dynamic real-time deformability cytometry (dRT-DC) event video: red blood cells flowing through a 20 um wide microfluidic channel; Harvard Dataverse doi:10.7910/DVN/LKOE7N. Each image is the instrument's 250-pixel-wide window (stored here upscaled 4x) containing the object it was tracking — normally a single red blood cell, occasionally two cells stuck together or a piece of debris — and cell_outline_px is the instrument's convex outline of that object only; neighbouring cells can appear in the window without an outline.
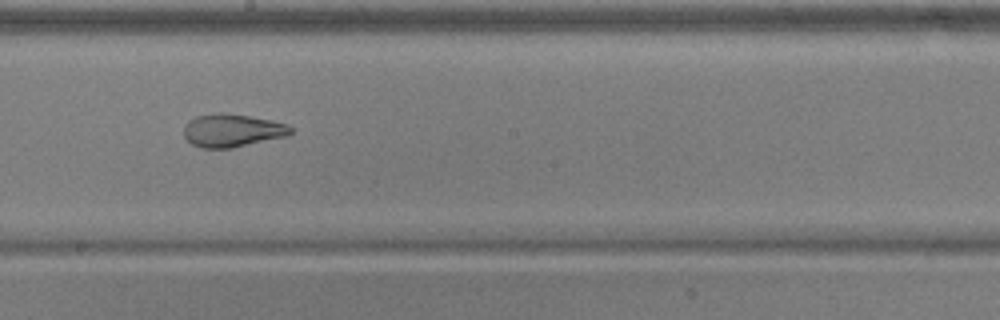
{"species": "common noctule bat (a hibernating species)", "species_latin": "Nyctalus noctula", "temperature_condition": "warm", "stored_images_in_passage": 51, "camera_frame_rate_fps": 3000, "um_per_image_px": 0.085, "animal": {"sex": "male", "body_mass_g": 17.9, "forearm_length_mm": 54.2}, "frame": {"image": 1, "passage_image": 29, "time_ms": 9.333, "image_size_px": [1000, 320], "cell_outline_px": [[292, 132], [284, 136], [232, 148], [204, 148], [192, 144], [184, 136], [184, 124], [188, 120], [196, 116], [216, 112], [224, 112], [272, 120], [288, 124], [292, 128]], "centroid_in_image_um": [19.7, 11.07], "position_along_channel_um": 228.5, "area_um2": 20.52}}
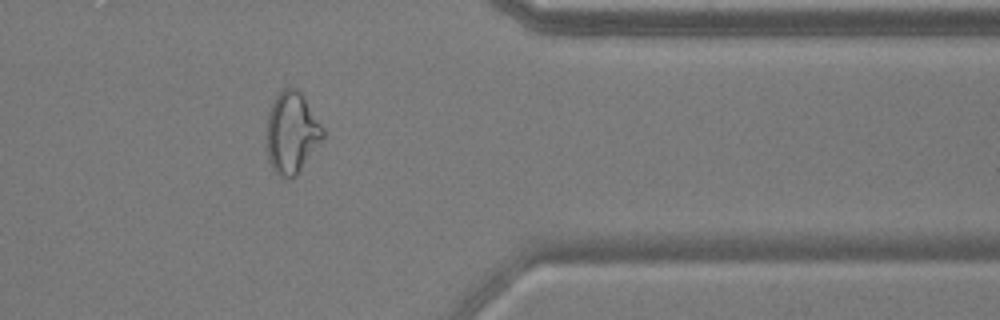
{"frame": {"image": 2, "passage_image": 42, "time_ms": 13.667, "image_size_px": [1000, 320], "cell_outline_px": [[324, 136], [296, 176], [280, 176], [272, 168], [268, 160], [268, 112], [276, 96], [284, 88], [296, 88], [304, 96], [324, 128]], "centroid_in_image_um": [24.81, 11.25], "position_along_channel_um": 386.6, "area_um2": 26.13}}
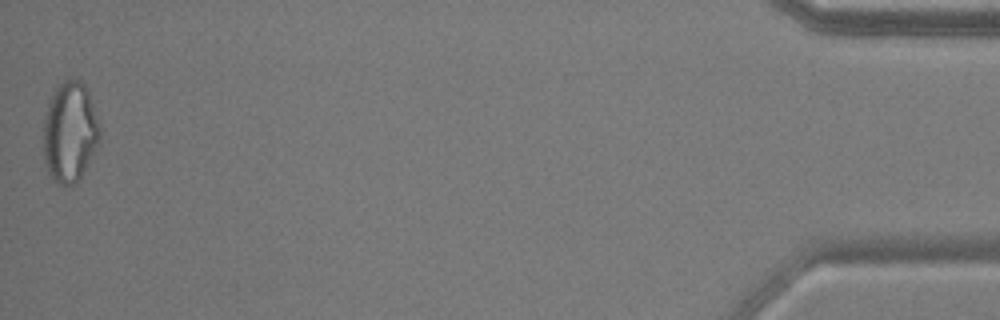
{"frame": {"image": 3, "passage_image": 51, "time_ms": 16.667, "image_size_px": [1000, 320], "cell_outline_px": [[100, 136], [80, 176], [72, 184], [60, 184], [48, 172], [44, 164], [44, 120], [48, 104], [56, 84], [72, 76], [80, 80], [84, 84], [88, 92], [100, 128]], "centroid_in_image_um": [5.9, 11.13], "position_along_channel_um": 429.3, "area_um2": 32.31}, "authors_computed_cell_mechanics": {"area_um2": 24.9118, "velocity_mm_per_s": 3.938, "shape_relaxation_time_tau1_ms": null, "shape_relaxation_time_tau2_ms": 1.3939, "deformation_change_tau1": null, "deformation_change_tau2": 0.0562}}